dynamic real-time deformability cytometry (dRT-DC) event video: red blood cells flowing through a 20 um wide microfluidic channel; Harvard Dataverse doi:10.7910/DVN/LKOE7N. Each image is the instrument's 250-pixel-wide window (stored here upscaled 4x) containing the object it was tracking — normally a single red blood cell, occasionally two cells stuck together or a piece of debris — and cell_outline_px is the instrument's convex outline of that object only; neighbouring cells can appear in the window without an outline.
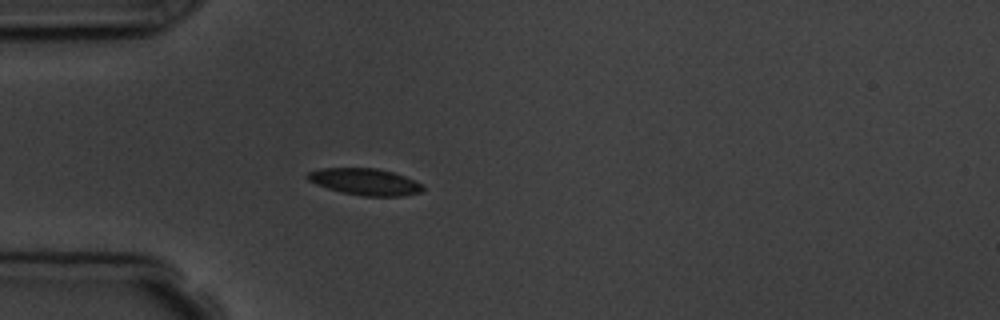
{"species": "common noctule bat (a hibernating species)", "species_latin": "Nyctalus noctula", "temperature_condition": "room temperature", "stored_images_in_passage": 6, "camera_frame_rate_fps": 3000, "um_per_image_px": 0.085, "animal": {"sex": "male", "body_mass_g": 19.5, "forearm_length_mm": 54.6}, "frame": {"image": 1, "passage_image": 6, "time_ms": 6.333, "image_size_px": [1000, 320], "cell_outline_px": [[424, 192], [404, 196], [360, 196], [328, 188], [316, 184], [308, 180], [304, 176], [308, 172], [320, 168], [376, 168], [392, 172], [404, 176], [420, 184], [424, 188]], "centroid_in_image_um": [31.01, 15.45], "position_along_channel_um": 54.0, "area_um2": 17.86}}